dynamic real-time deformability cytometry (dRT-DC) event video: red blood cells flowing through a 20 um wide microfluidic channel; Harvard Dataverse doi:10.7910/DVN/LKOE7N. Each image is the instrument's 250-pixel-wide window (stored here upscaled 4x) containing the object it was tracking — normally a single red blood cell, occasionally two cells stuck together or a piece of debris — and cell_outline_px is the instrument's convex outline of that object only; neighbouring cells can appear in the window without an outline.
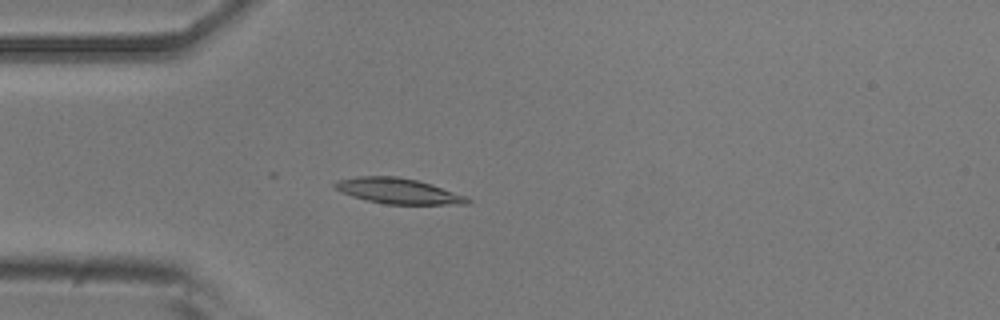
{"species": "common noctule bat (a hibernating species)", "species_latin": "Nyctalus noctula", "temperature_condition": "room temperature", "stored_images_in_passage": 44, "camera_frame_rate_fps": 3000, "um_per_image_px": 0.085, "animal": {"sex": "male", "body_mass_g": 20.5, "forearm_length_mm": 52.5}, "frame": {"image": 1, "passage_image": 14, "time_ms": 4.333, "image_size_px": [1000, 320], "cell_outline_px": [[472, 200], [468, 204], [384, 204], [364, 200], [352, 196], [336, 188], [332, 184], [336, 180], [360, 176], [396, 176], [416, 180], [432, 184], [468, 196]], "centroid_in_image_um": [33.88, 16.24], "position_along_channel_um": 51.1, "area_um2": 19.77}}
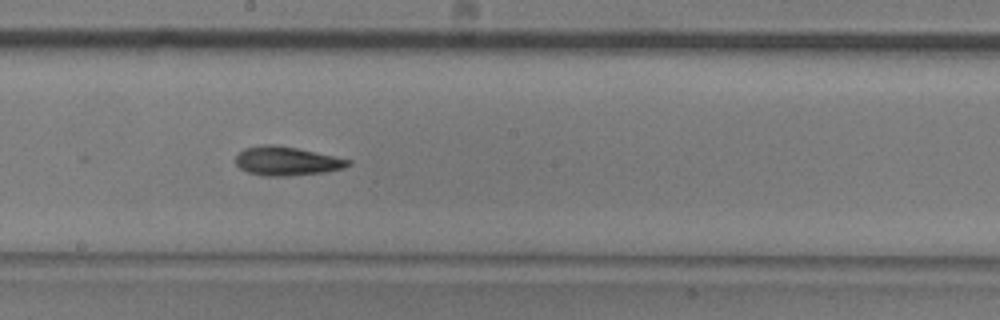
{"frame": {"image": 2, "passage_image": 28, "time_ms": 9.0, "image_size_px": [1000, 320], "cell_outline_px": [[352, 164], [344, 168], [328, 172], [288, 176], [264, 176], [248, 172], [240, 168], [236, 164], [236, 156], [244, 148], [260, 144], [272, 144], [296, 148], [352, 160]], "centroid_in_image_um": [24.38, 13.69], "position_along_channel_um": 223.8, "area_um2": 19.02}}
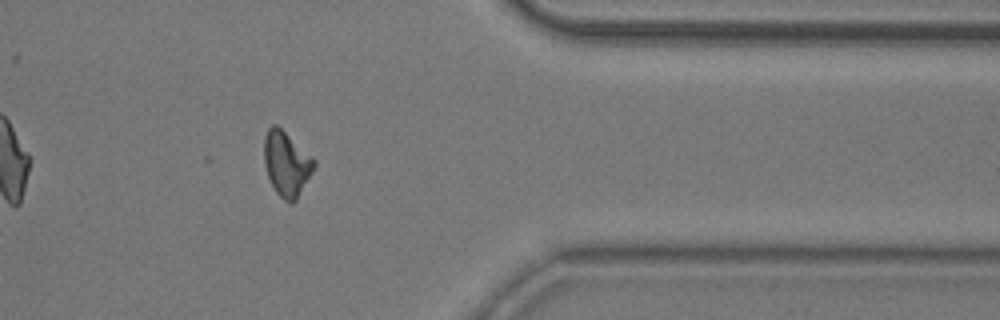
{"frame": {"image": 3, "passage_image": 42, "time_ms": 13.667, "image_size_px": [1000, 320], "cell_outline_px": [[316, 164], [312, 172], [296, 200], [292, 204], [288, 204], [276, 192], [268, 176], [264, 164], [264, 136], [268, 128], [272, 124], [276, 124], [312, 156], [316, 160]], "centroid_in_image_um": [24.35, 13.91], "position_along_channel_um": 387.1, "area_um2": 18.79}, "authors_computed_cell_mechanics": {"area_um2": 18.8139, "velocity_mm_per_s": 3.8594, "shape_relaxation_time_tau1_ms": 4.3039, "shape_relaxation_time_tau2_ms": 9.8995, "deformation_change_tau1": 0.1484, "deformation_change_tau2": 0.2086}}